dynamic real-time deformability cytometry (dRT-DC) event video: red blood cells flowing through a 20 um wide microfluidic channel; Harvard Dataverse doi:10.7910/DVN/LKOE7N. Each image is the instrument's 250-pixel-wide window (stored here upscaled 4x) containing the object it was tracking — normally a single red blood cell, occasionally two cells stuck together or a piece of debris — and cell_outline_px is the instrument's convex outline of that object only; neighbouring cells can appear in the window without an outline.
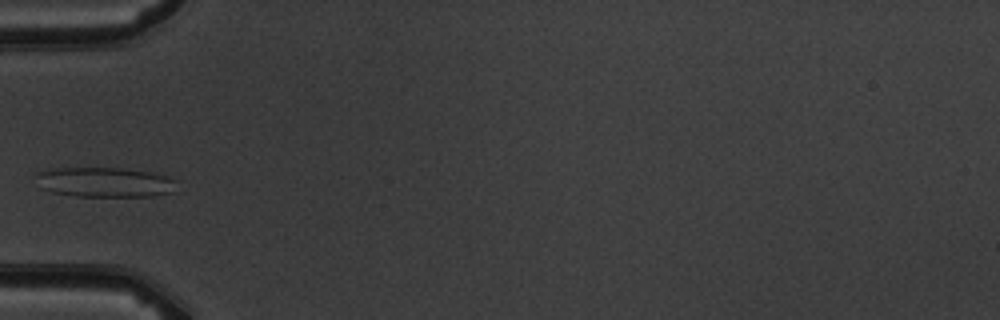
{"species": "common noctule bat (a hibernating species)", "species_latin": "Nyctalus noctula", "temperature_condition": "warm", "stored_images_in_passage": 4, "camera_frame_rate_fps": 3000, "um_per_image_px": 0.085, "animal": {"sex": "male", "body_mass_g": 19.5, "forearm_length_mm": 54.6}, "frame": {"image": 1, "passage_image": 4, "time_ms": 3.333, "image_size_px": [1000, 320], "cell_outline_px": [[176, 192], [152, 196], [76, 196], [52, 192], [40, 188], [36, 176], [36, 172], [48, 168], [120, 168], [148, 172], [164, 176], [176, 180]], "centroid_in_image_um": [8.87, 15.49], "position_along_channel_um": 76.1, "area_um2": 24.57}}